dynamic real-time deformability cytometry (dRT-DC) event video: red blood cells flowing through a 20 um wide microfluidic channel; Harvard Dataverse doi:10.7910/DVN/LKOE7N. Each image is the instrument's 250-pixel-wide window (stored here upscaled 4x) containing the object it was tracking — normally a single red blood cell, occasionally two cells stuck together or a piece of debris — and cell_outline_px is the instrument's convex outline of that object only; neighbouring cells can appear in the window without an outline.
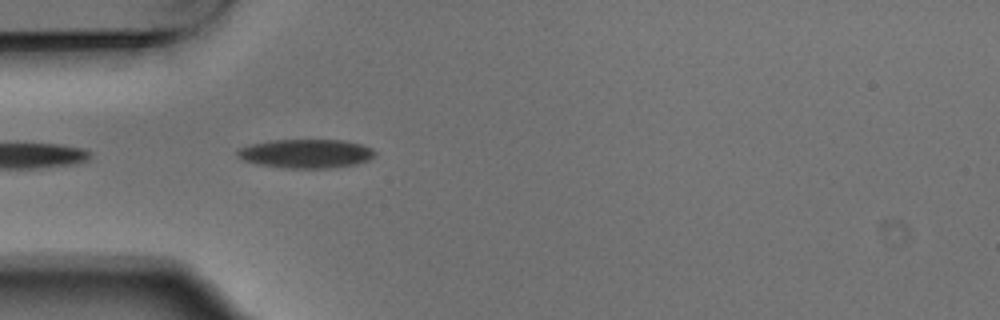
{"species": "Egyptian fruit bat (a non-hibernating species)", "species_latin": "Rousettus aegyptiacus", "temperature_condition": "warm", "stored_images_in_passage": 3, "camera_frame_rate_fps": 3000, "um_per_image_px": 0.085, "animal": {"sex": "male"}, "frame": {"image": 1, "passage_image": 3, "time_ms": 0.667, "image_size_px": [1000, 320], "cell_outline_px": [[376, 156], [368, 160], [356, 164], [332, 168], [284, 168], [260, 164], [244, 160], [236, 156], [236, 148], [252, 144], [272, 140], [344, 140], [360, 144], [372, 148], [376, 152]], "centroid_in_image_um": [26.02, 13.05], "position_along_channel_um": 59.0, "area_um2": 23.24}}